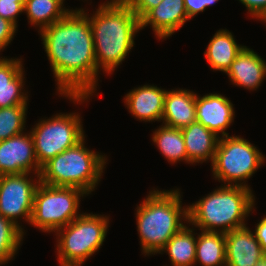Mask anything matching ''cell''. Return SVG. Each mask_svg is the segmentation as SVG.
I'll use <instances>...</instances> for the list:
<instances>
[{
    "mask_svg": "<svg viewBox=\"0 0 266 266\" xmlns=\"http://www.w3.org/2000/svg\"><path fill=\"white\" fill-rule=\"evenodd\" d=\"M232 102L219 93L199 96L196 93V121L221 137L229 135L227 130L233 123L235 110Z\"/></svg>",
    "mask_w": 266,
    "mask_h": 266,
    "instance_id": "obj_12",
    "label": "cell"
},
{
    "mask_svg": "<svg viewBox=\"0 0 266 266\" xmlns=\"http://www.w3.org/2000/svg\"><path fill=\"white\" fill-rule=\"evenodd\" d=\"M225 73L235 86L253 91L266 78V61L253 49L245 46Z\"/></svg>",
    "mask_w": 266,
    "mask_h": 266,
    "instance_id": "obj_16",
    "label": "cell"
},
{
    "mask_svg": "<svg viewBox=\"0 0 266 266\" xmlns=\"http://www.w3.org/2000/svg\"><path fill=\"white\" fill-rule=\"evenodd\" d=\"M195 228L184 226L159 251L158 254L167 253L173 266H192L195 264L196 241Z\"/></svg>",
    "mask_w": 266,
    "mask_h": 266,
    "instance_id": "obj_20",
    "label": "cell"
},
{
    "mask_svg": "<svg viewBox=\"0 0 266 266\" xmlns=\"http://www.w3.org/2000/svg\"><path fill=\"white\" fill-rule=\"evenodd\" d=\"M166 89L154 85L134 88L125 95L124 103L136 119L144 122L162 120Z\"/></svg>",
    "mask_w": 266,
    "mask_h": 266,
    "instance_id": "obj_15",
    "label": "cell"
},
{
    "mask_svg": "<svg viewBox=\"0 0 266 266\" xmlns=\"http://www.w3.org/2000/svg\"><path fill=\"white\" fill-rule=\"evenodd\" d=\"M180 190L149 191L136 207V223L142 254L156 255L188 224V205L182 206ZM183 220V221H182Z\"/></svg>",
    "mask_w": 266,
    "mask_h": 266,
    "instance_id": "obj_3",
    "label": "cell"
},
{
    "mask_svg": "<svg viewBox=\"0 0 266 266\" xmlns=\"http://www.w3.org/2000/svg\"><path fill=\"white\" fill-rule=\"evenodd\" d=\"M88 195L75 187H55L39 183L34 193L30 225L55 233L81 215L80 199ZM80 213V214H79Z\"/></svg>",
    "mask_w": 266,
    "mask_h": 266,
    "instance_id": "obj_8",
    "label": "cell"
},
{
    "mask_svg": "<svg viewBox=\"0 0 266 266\" xmlns=\"http://www.w3.org/2000/svg\"><path fill=\"white\" fill-rule=\"evenodd\" d=\"M132 11L141 20L151 9L158 6L162 0H126Z\"/></svg>",
    "mask_w": 266,
    "mask_h": 266,
    "instance_id": "obj_30",
    "label": "cell"
},
{
    "mask_svg": "<svg viewBox=\"0 0 266 266\" xmlns=\"http://www.w3.org/2000/svg\"><path fill=\"white\" fill-rule=\"evenodd\" d=\"M84 13L90 22L98 75L101 70L112 75L133 49L140 20L126 0L101 3L90 17Z\"/></svg>",
    "mask_w": 266,
    "mask_h": 266,
    "instance_id": "obj_2",
    "label": "cell"
},
{
    "mask_svg": "<svg viewBox=\"0 0 266 266\" xmlns=\"http://www.w3.org/2000/svg\"><path fill=\"white\" fill-rule=\"evenodd\" d=\"M200 232L197 233L195 263L202 266H226L225 233Z\"/></svg>",
    "mask_w": 266,
    "mask_h": 266,
    "instance_id": "obj_22",
    "label": "cell"
},
{
    "mask_svg": "<svg viewBox=\"0 0 266 266\" xmlns=\"http://www.w3.org/2000/svg\"><path fill=\"white\" fill-rule=\"evenodd\" d=\"M219 0H201V6H204V11L207 7L212 6Z\"/></svg>",
    "mask_w": 266,
    "mask_h": 266,
    "instance_id": "obj_34",
    "label": "cell"
},
{
    "mask_svg": "<svg viewBox=\"0 0 266 266\" xmlns=\"http://www.w3.org/2000/svg\"><path fill=\"white\" fill-rule=\"evenodd\" d=\"M222 185L188 206L189 226L221 233L246 226V217L256 208L252 189Z\"/></svg>",
    "mask_w": 266,
    "mask_h": 266,
    "instance_id": "obj_4",
    "label": "cell"
},
{
    "mask_svg": "<svg viewBox=\"0 0 266 266\" xmlns=\"http://www.w3.org/2000/svg\"><path fill=\"white\" fill-rule=\"evenodd\" d=\"M17 1L24 7L25 0H17Z\"/></svg>",
    "mask_w": 266,
    "mask_h": 266,
    "instance_id": "obj_36",
    "label": "cell"
},
{
    "mask_svg": "<svg viewBox=\"0 0 266 266\" xmlns=\"http://www.w3.org/2000/svg\"><path fill=\"white\" fill-rule=\"evenodd\" d=\"M188 156V164L213 163L220 136L195 121L181 129Z\"/></svg>",
    "mask_w": 266,
    "mask_h": 266,
    "instance_id": "obj_18",
    "label": "cell"
},
{
    "mask_svg": "<svg viewBox=\"0 0 266 266\" xmlns=\"http://www.w3.org/2000/svg\"><path fill=\"white\" fill-rule=\"evenodd\" d=\"M16 31L17 27L13 23L0 17V52L12 42Z\"/></svg>",
    "mask_w": 266,
    "mask_h": 266,
    "instance_id": "obj_29",
    "label": "cell"
},
{
    "mask_svg": "<svg viewBox=\"0 0 266 266\" xmlns=\"http://www.w3.org/2000/svg\"><path fill=\"white\" fill-rule=\"evenodd\" d=\"M255 266H266V256L260 259Z\"/></svg>",
    "mask_w": 266,
    "mask_h": 266,
    "instance_id": "obj_35",
    "label": "cell"
},
{
    "mask_svg": "<svg viewBox=\"0 0 266 266\" xmlns=\"http://www.w3.org/2000/svg\"><path fill=\"white\" fill-rule=\"evenodd\" d=\"M245 5L252 18L262 19L266 15V0H238Z\"/></svg>",
    "mask_w": 266,
    "mask_h": 266,
    "instance_id": "obj_31",
    "label": "cell"
},
{
    "mask_svg": "<svg viewBox=\"0 0 266 266\" xmlns=\"http://www.w3.org/2000/svg\"><path fill=\"white\" fill-rule=\"evenodd\" d=\"M85 137L75 146L41 167L40 182L55 187H75L89 194L95 190L106 168L107 156L85 146Z\"/></svg>",
    "mask_w": 266,
    "mask_h": 266,
    "instance_id": "obj_5",
    "label": "cell"
},
{
    "mask_svg": "<svg viewBox=\"0 0 266 266\" xmlns=\"http://www.w3.org/2000/svg\"><path fill=\"white\" fill-rule=\"evenodd\" d=\"M23 13V6L17 0H0V17L10 21L17 28V18Z\"/></svg>",
    "mask_w": 266,
    "mask_h": 266,
    "instance_id": "obj_28",
    "label": "cell"
},
{
    "mask_svg": "<svg viewBox=\"0 0 266 266\" xmlns=\"http://www.w3.org/2000/svg\"><path fill=\"white\" fill-rule=\"evenodd\" d=\"M40 172L31 132L0 141V175L34 173L40 177Z\"/></svg>",
    "mask_w": 266,
    "mask_h": 266,
    "instance_id": "obj_11",
    "label": "cell"
},
{
    "mask_svg": "<svg viewBox=\"0 0 266 266\" xmlns=\"http://www.w3.org/2000/svg\"><path fill=\"white\" fill-rule=\"evenodd\" d=\"M152 141L158 147L160 153L171 164L179 161L188 163L182 130L171 128L161 124L152 134Z\"/></svg>",
    "mask_w": 266,
    "mask_h": 266,
    "instance_id": "obj_23",
    "label": "cell"
},
{
    "mask_svg": "<svg viewBox=\"0 0 266 266\" xmlns=\"http://www.w3.org/2000/svg\"><path fill=\"white\" fill-rule=\"evenodd\" d=\"M226 238V266H255L266 256L253 231L247 225L228 233Z\"/></svg>",
    "mask_w": 266,
    "mask_h": 266,
    "instance_id": "obj_14",
    "label": "cell"
},
{
    "mask_svg": "<svg viewBox=\"0 0 266 266\" xmlns=\"http://www.w3.org/2000/svg\"><path fill=\"white\" fill-rule=\"evenodd\" d=\"M65 0H25L23 13L28 23L41 31L54 22L61 20L71 9L65 8Z\"/></svg>",
    "mask_w": 266,
    "mask_h": 266,
    "instance_id": "obj_21",
    "label": "cell"
},
{
    "mask_svg": "<svg viewBox=\"0 0 266 266\" xmlns=\"http://www.w3.org/2000/svg\"><path fill=\"white\" fill-rule=\"evenodd\" d=\"M30 175L31 173L0 175V214L23 231V225H20L18 219L24 218L30 224L34 193L40 183V177L34 180Z\"/></svg>",
    "mask_w": 266,
    "mask_h": 266,
    "instance_id": "obj_10",
    "label": "cell"
},
{
    "mask_svg": "<svg viewBox=\"0 0 266 266\" xmlns=\"http://www.w3.org/2000/svg\"><path fill=\"white\" fill-rule=\"evenodd\" d=\"M25 233L13 221L0 214V266L13 260L20 249Z\"/></svg>",
    "mask_w": 266,
    "mask_h": 266,
    "instance_id": "obj_24",
    "label": "cell"
},
{
    "mask_svg": "<svg viewBox=\"0 0 266 266\" xmlns=\"http://www.w3.org/2000/svg\"><path fill=\"white\" fill-rule=\"evenodd\" d=\"M24 91L23 87L0 89V108L14 105H28V92Z\"/></svg>",
    "mask_w": 266,
    "mask_h": 266,
    "instance_id": "obj_27",
    "label": "cell"
},
{
    "mask_svg": "<svg viewBox=\"0 0 266 266\" xmlns=\"http://www.w3.org/2000/svg\"><path fill=\"white\" fill-rule=\"evenodd\" d=\"M162 124L183 129L196 121V93L186 89L167 90Z\"/></svg>",
    "mask_w": 266,
    "mask_h": 266,
    "instance_id": "obj_17",
    "label": "cell"
},
{
    "mask_svg": "<svg viewBox=\"0 0 266 266\" xmlns=\"http://www.w3.org/2000/svg\"><path fill=\"white\" fill-rule=\"evenodd\" d=\"M265 163V155L241 136L219 137L215 157L211 164L215 180L224 185L243 186Z\"/></svg>",
    "mask_w": 266,
    "mask_h": 266,
    "instance_id": "obj_7",
    "label": "cell"
},
{
    "mask_svg": "<svg viewBox=\"0 0 266 266\" xmlns=\"http://www.w3.org/2000/svg\"><path fill=\"white\" fill-rule=\"evenodd\" d=\"M22 60L0 56V89L24 87L25 71Z\"/></svg>",
    "mask_w": 266,
    "mask_h": 266,
    "instance_id": "obj_26",
    "label": "cell"
},
{
    "mask_svg": "<svg viewBox=\"0 0 266 266\" xmlns=\"http://www.w3.org/2000/svg\"><path fill=\"white\" fill-rule=\"evenodd\" d=\"M82 125L77 112L39 119L30 130L39 166L80 142L85 137Z\"/></svg>",
    "mask_w": 266,
    "mask_h": 266,
    "instance_id": "obj_9",
    "label": "cell"
},
{
    "mask_svg": "<svg viewBox=\"0 0 266 266\" xmlns=\"http://www.w3.org/2000/svg\"><path fill=\"white\" fill-rule=\"evenodd\" d=\"M27 109L28 105L0 108V141L25 131Z\"/></svg>",
    "mask_w": 266,
    "mask_h": 266,
    "instance_id": "obj_25",
    "label": "cell"
},
{
    "mask_svg": "<svg viewBox=\"0 0 266 266\" xmlns=\"http://www.w3.org/2000/svg\"><path fill=\"white\" fill-rule=\"evenodd\" d=\"M187 16L192 20L200 12H204V6H201V0H184Z\"/></svg>",
    "mask_w": 266,
    "mask_h": 266,
    "instance_id": "obj_33",
    "label": "cell"
},
{
    "mask_svg": "<svg viewBox=\"0 0 266 266\" xmlns=\"http://www.w3.org/2000/svg\"><path fill=\"white\" fill-rule=\"evenodd\" d=\"M84 10L71 9L61 20L38 31L59 96L77 104L90 100L99 79L92 31Z\"/></svg>",
    "mask_w": 266,
    "mask_h": 266,
    "instance_id": "obj_1",
    "label": "cell"
},
{
    "mask_svg": "<svg viewBox=\"0 0 266 266\" xmlns=\"http://www.w3.org/2000/svg\"><path fill=\"white\" fill-rule=\"evenodd\" d=\"M109 216L83 213L57 230L59 266H82L101 248L109 230Z\"/></svg>",
    "mask_w": 266,
    "mask_h": 266,
    "instance_id": "obj_6",
    "label": "cell"
},
{
    "mask_svg": "<svg viewBox=\"0 0 266 266\" xmlns=\"http://www.w3.org/2000/svg\"><path fill=\"white\" fill-rule=\"evenodd\" d=\"M264 22V23H266V15L261 19V22Z\"/></svg>",
    "mask_w": 266,
    "mask_h": 266,
    "instance_id": "obj_37",
    "label": "cell"
},
{
    "mask_svg": "<svg viewBox=\"0 0 266 266\" xmlns=\"http://www.w3.org/2000/svg\"><path fill=\"white\" fill-rule=\"evenodd\" d=\"M256 224L254 235L266 253V215Z\"/></svg>",
    "mask_w": 266,
    "mask_h": 266,
    "instance_id": "obj_32",
    "label": "cell"
},
{
    "mask_svg": "<svg viewBox=\"0 0 266 266\" xmlns=\"http://www.w3.org/2000/svg\"><path fill=\"white\" fill-rule=\"evenodd\" d=\"M244 47L238 44L234 35L225 28L216 31L204 55L211 69L225 73Z\"/></svg>",
    "mask_w": 266,
    "mask_h": 266,
    "instance_id": "obj_19",
    "label": "cell"
},
{
    "mask_svg": "<svg viewBox=\"0 0 266 266\" xmlns=\"http://www.w3.org/2000/svg\"><path fill=\"white\" fill-rule=\"evenodd\" d=\"M189 20L184 0H162L140 20V30L150 25L157 39H166Z\"/></svg>",
    "mask_w": 266,
    "mask_h": 266,
    "instance_id": "obj_13",
    "label": "cell"
}]
</instances>
